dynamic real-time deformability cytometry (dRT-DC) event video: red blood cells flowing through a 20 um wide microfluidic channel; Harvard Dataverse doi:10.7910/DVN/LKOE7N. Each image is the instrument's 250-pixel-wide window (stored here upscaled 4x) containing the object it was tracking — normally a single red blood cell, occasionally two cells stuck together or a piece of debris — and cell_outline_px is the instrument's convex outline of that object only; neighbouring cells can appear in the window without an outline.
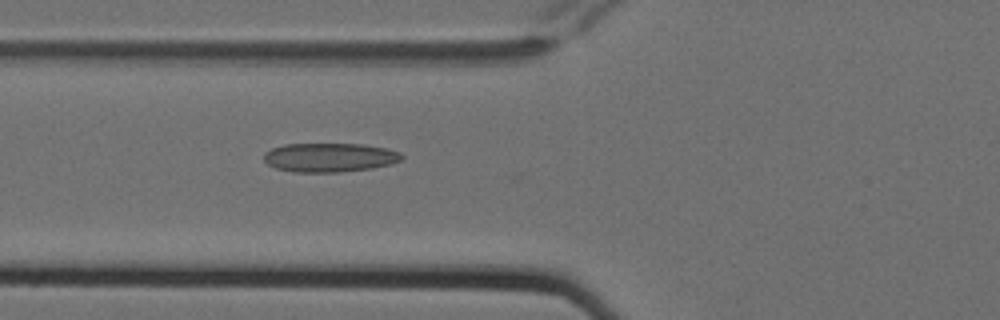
{"species": "Egyptian fruit bat (a non-hibernating species)", "species_latin": "Rousettus aegyptiacus", "temperature_condition": "cold", "stored_images_in_passage": 7, "camera_frame_rate_fps": 3000, "um_per_image_px": 0.085, "animal": {"sex": "female"}, "frame": {"image": 1, "passage_image": 7, "time_ms": 2.0, "image_size_px": [1000, 320], "cell_outline_px": [[404, 156], [400, 160], [392, 164], [372, 168], [340, 172], [292, 172], [276, 168], [268, 164], [264, 160], [264, 152], [272, 148], [284, 144], [364, 144], [384, 148], [400, 152]], "centroid_in_image_um": [28.01, 13.38], "position_along_channel_um": 97.8, "area_um2": 23.35}}